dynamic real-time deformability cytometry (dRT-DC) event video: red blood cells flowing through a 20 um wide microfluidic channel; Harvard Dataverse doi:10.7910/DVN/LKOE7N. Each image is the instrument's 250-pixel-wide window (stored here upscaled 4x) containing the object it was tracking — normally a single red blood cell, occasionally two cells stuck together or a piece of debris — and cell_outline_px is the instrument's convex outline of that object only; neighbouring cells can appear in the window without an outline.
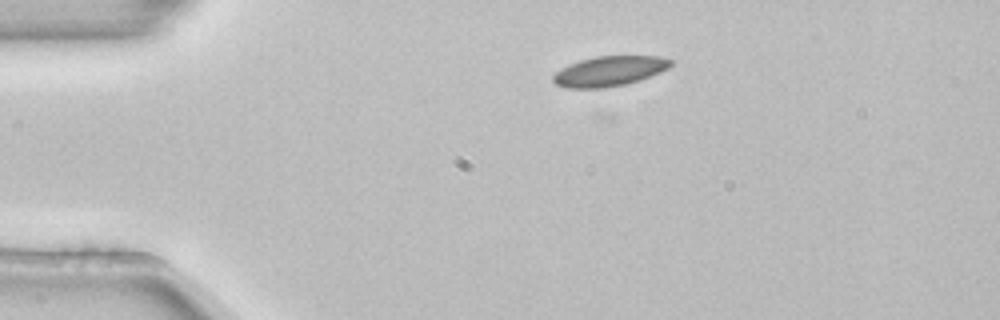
{"species": "common noctule bat (a hibernating species)", "species_latin": "Nyctalus noctula", "temperature_condition": "room temperature", "stored_images_in_passage": 4, "camera_frame_rate_fps": 3000, "um_per_image_px": 0.085, "animal": {"sex": "female", "body_mass_g": 22.7, "forearm_length_mm": 54.2}, "frame": {"image": 1, "passage_image": 3, "time_ms": 0.667, "image_size_px": [1000, 320], "cell_outline_px": [[672, 64], [668, 68], [660, 72], [640, 80], [624, 84], [604, 88], [568, 88], [556, 84], [552, 80], [552, 76], [560, 68], [568, 64], [580, 60], [596, 56], [660, 56], [672, 60]], "centroid_in_image_um": [51.77, 6.04], "position_along_channel_um": 33.2, "area_um2": 20.58}}